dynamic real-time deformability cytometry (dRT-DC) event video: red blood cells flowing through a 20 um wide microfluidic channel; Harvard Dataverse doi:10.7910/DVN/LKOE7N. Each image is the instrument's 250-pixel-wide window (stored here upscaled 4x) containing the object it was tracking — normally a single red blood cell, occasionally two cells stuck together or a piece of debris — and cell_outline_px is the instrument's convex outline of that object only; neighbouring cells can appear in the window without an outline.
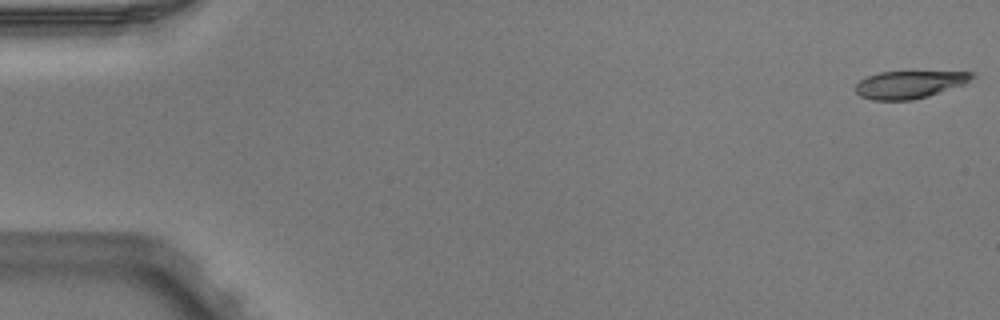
{"species": "Egyptian fruit bat (a non-hibernating species)", "species_latin": "Rousettus aegyptiacus", "temperature_condition": "warm", "stored_images_in_passage": 6, "segment_of_instrument_passage": [1, 2], "camera_frame_rate_fps": 3000, "um_per_image_px": 0.085, "animal": {"sex": "male"}, "frame": {"image": 1, "passage_image": 1, "time_ms": 0.0, "image_size_px": [1000, 320], "cell_outline_px": [[976, 76], [964, 84], [928, 96], [912, 100], [872, 100], [860, 96], [856, 92], [856, 84], [860, 80], [868, 76], [880, 72], [972, 72]], "centroid_in_image_um": [77.29, 7.19], "position_along_channel_um": 7.7, "area_um2": 18.5}}
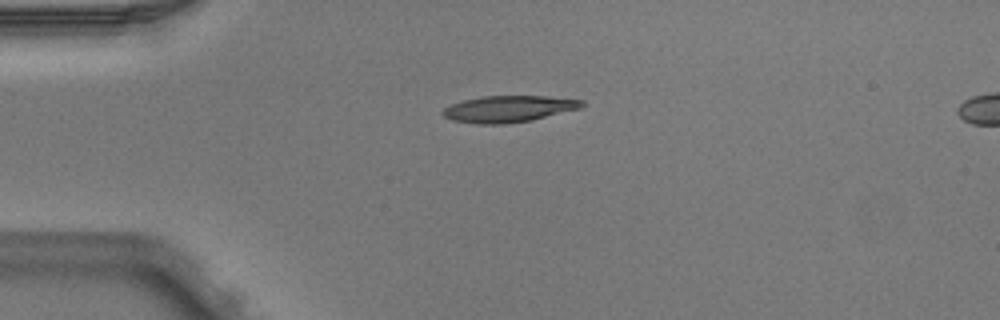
{"frame": {"image": 2, "passage_image": 4, "time_ms": 1.0, "image_size_px": [1000, 320], "cell_outline_px": [[588, 104], [580, 108], [528, 120], [504, 124], [476, 124], [452, 120], [444, 116], [440, 112], [444, 108], [452, 104], [464, 100], [484, 96], [544, 96], [584, 100]], "centroid_in_image_um": [43.22, 9.25], "position_along_channel_um": 41.8, "area_um2": 21.27}}